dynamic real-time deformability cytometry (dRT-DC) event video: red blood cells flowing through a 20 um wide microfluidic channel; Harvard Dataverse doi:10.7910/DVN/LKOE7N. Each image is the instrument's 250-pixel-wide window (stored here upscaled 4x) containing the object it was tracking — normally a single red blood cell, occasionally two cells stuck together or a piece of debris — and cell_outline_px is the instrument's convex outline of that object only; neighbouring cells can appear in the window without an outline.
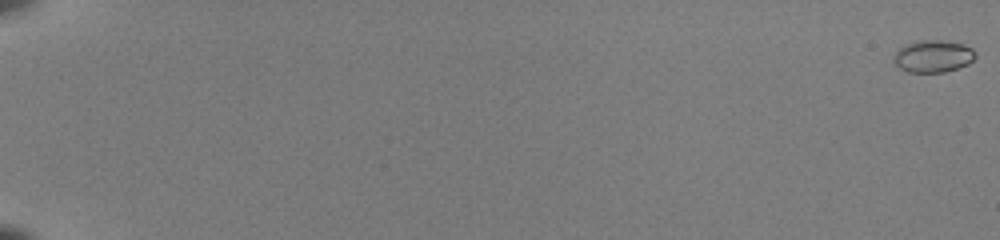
{"species": "common noctule bat (a hibernating species)", "species_latin": "Nyctalus noctula", "temperature_condition": "room temperature", "stored_images_in_passage": 55, "camera_frame_rate_fps": 3000, "um_per_image_px": 0.085, "animal": {"sex": "female", "body_mass_g": 22.0, "forearm_length_mm": 56.7}, "frame": {"image": 1, "passage_image": 1, "time_ms": 0.0, "image_size_px": [1000, 240], "cell_outline_px": [[976, 56], [968, 64], [944, 72], [908, 72], [900, 68], [892, 60], [896, 52], [904, 44], [920, 40], [940, 40], [964, 44], [972, 48], [976, 52]], "centroid_in_image_um": [79.31, 4.77], "position_along_channel_um": 5.7, "area_um2": 15.32}}
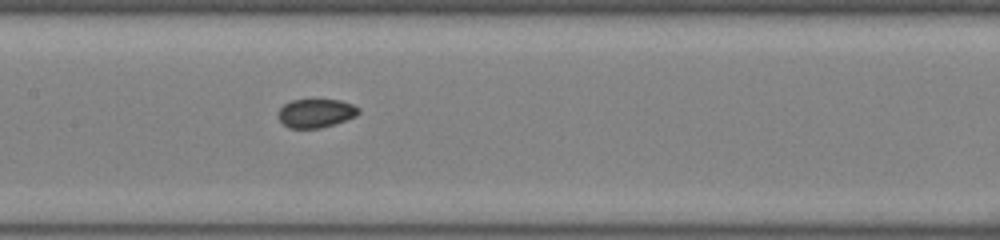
{"frame": {"image": 2, "passage_image": 31, "time_ms": 10.0, "image_size_px": [1000, 240], "cell_outline_px": [[360, 112], [356, 116], [336, 124], [320, 128], [288, 128], [280, 120], [276, 112], [284, 104], [292, 100], [340, 100], [352, 104], [360, 108]], "centroid_in_image_um": [26.85, 9.63], "position_along_channel_um": 180.5, "area_um2": 13.53}}
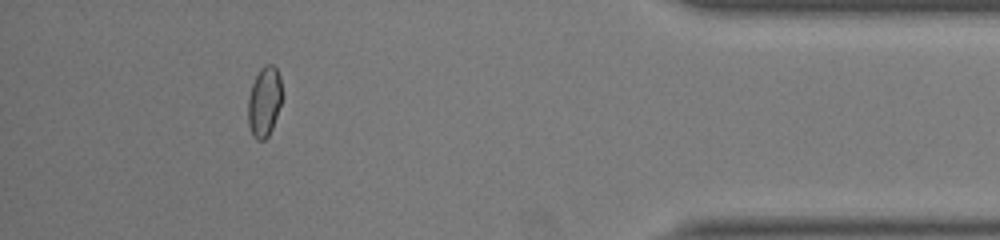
{"frame": {"image": 3, "passage_image": 51, "time_ms": 16.667, "image_size_px": [1000, 240], "cell_outline_px": [[284, 96], [272, 128], [268, 136], [264, 140], [256, 140], [252, 136], [248, 124], [248, 96], [252, 84], [260, 68], [264, 64], [272, 64], [276, 68], [280, 76]], "centroid_in_image_um": [22.48, 8.63], "position_along_channel_um": 412.7, "area_um2": 14.28}, "authors_computed_cell_mechanics": {"area_um2": 14.161, "velocity_mm_per_s": 4.0057, "shape_relaxation_time_tau1_ms": null, "shape_relaxation_time_tau2_ms": 1.9961, "deformation_change_tau1": null, "deformation_change_tau2": 0.0306}}